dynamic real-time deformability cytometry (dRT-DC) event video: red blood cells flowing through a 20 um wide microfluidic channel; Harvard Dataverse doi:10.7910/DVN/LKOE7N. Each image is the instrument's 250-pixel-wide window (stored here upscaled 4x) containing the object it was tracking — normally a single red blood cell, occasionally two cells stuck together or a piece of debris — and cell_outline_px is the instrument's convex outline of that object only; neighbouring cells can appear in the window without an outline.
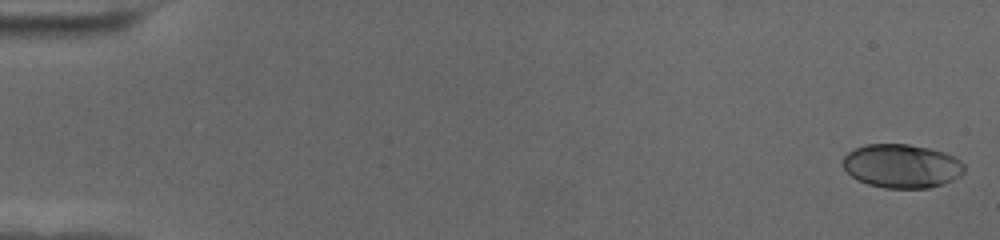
{"species": "human", "species_latin": "Homo sapiens", "temperature_condition": "cold", "stored_images_in_passage": 58, "camera_frame_rate_fps": 3000, "um_per_image_px": 0.085, "donor": {"sex": "female"}, "frame": {"image": 1, "passage_image": 1, "time_ms": 0.0, "image_size_px": [1000, 240], "cell_outline_px": [[964, 172], [960, 176], [952, 180], [928, 188], [884, 188], [868, 184], [852, 176], [844, 168], [844, 156], [848, 152], [856, 148], [868, 144], [908, 144], [928, 148], [944, 152], [960, 160], [964, 164]], "centroid_in_image_um": [76.66, 14.11], "position_along_channel_um": 8.3, "area_um2": 30.69}}
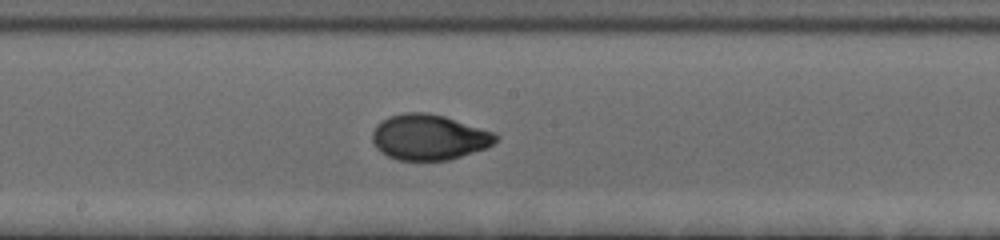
{"frame": {"image": 2, "passage_image": 32, "time_ms": 10.333, "image_size_px": [1000, 240], "cell_outline_px": [[500, 136], [492, 144], [484, 148], [448, 160], [396, 160], [380, 152], [376, 148], [372, 140], [372, 132], [376, 124], [388, 116], [404, 112], [428, 112], [444, 116], [496, 132]], "centroid_in_image_um": [36.44, 11.65], "position_along_channel_um": 211.8, "area_um2": 32.89}}
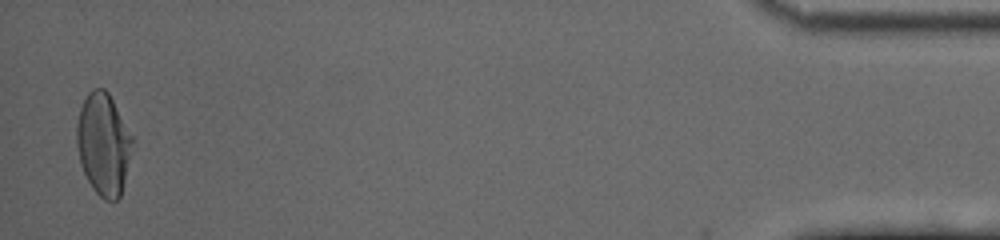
{"frame": {"image": 3, "passage_image": 57, "time_ms": 18.667, "image_size_px": [1000, 240], "cell_outline_px": [[136, 140], [120, 196], [116, 200], [104, 200], [92, 188], [80, 164], [76, 144], [76, 124], [80, 108], [88, 92], [92, 88], [104, 88], [108, 92]], "centroid_in_image_um": [8.81, 12.23], "position_along_channel_um": 426.4, "area_um2": 33.58}, "authors_computed_cell_mechanics": {"area_um2": 31.7322, "velocity_mm_per_s": 3.5401, "shape_relaxation_time_tau1_ms": 4.8894, "shape_relaxation_time_tau2_ms": 0.896, "deformation_change_tau1": 0.1853, "deformation_change_tau2": 0.043}}